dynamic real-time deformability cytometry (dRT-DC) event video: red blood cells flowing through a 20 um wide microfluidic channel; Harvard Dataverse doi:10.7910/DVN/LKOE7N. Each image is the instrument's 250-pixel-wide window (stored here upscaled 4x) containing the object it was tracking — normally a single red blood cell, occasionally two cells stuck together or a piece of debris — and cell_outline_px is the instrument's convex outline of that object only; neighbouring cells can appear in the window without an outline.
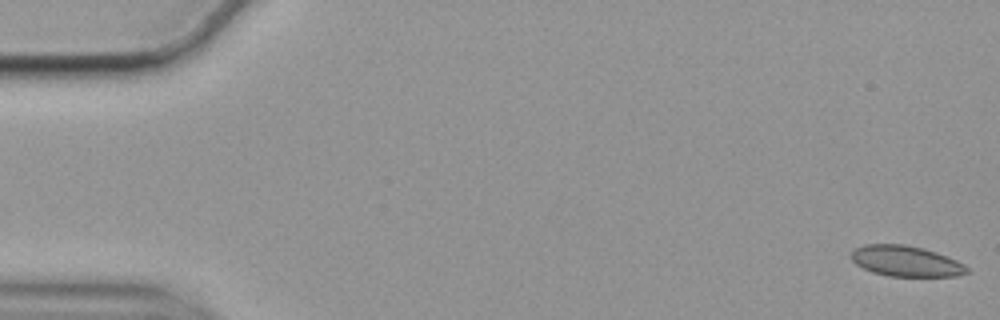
{"species": "common noctule bat (a hibernating species)", "species_latin": "Nyctalus noctula", "temperature_condition": "cold", "stored_images_in_passage": 57, "camera_frame_rate_fps": 3000, "um_per_image_px": 0.085, "animal": {"sex": "female", "body_mass_g": 19.9}, "frame": {"image": 1, "passage_image": 1, "time_ms": 0.0, "image_size_px": [1000, 320], "cell_outline_px": [[972, 272], [956, 276], [888, 276], [872, 272], [856, 264], [852, 260], [852, 252], [856, 248], [864, 244], [904, 244], [924, 248], [948, 256], [964, 264]], "centroid_in_image_um": [77.04, 22.19], "position_along_channel_um": 8.0, "area_um2": 20.75}}
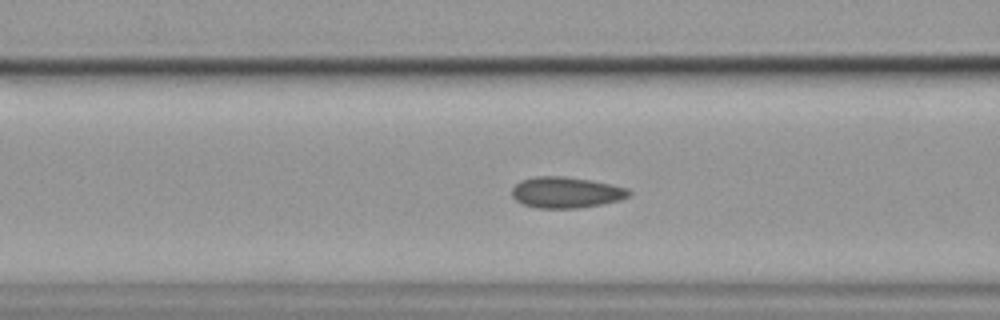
{"frame": {"image": 2, "passage_image": 22, "time_ms": 7.0, "image_size_px": [1000, 320], "cell_outline_px": [[632, 192], [628, 196], [620, 200], [580, 208], [536, 208], [524, 204], [516, 200], [512, 196], [512, 188], [520, 180], [536, 176], [564, 176], [592, 180], [612, 184], [628, 188]], "centroid_in_image_um": [48.12, 16.35], "position_along_channel_um": 118.5, "area_um2": 21.27}}
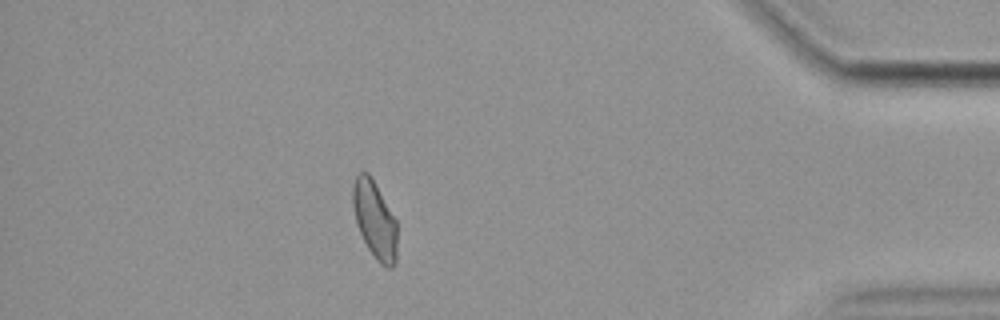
{"frame": {"image": 3, "passage_image": 50, "time_ms": 16.333, "image_size_px": [1000, 320], "cell_outline_px": [[396, 264], [392, 268], [388, 268], [380, 264], [376, 260], [368, 248], [356, 224], [352, 204], [352, 184], [356, 176], [360, 172], [368, 172], [396, 220]], "centroid_in_image_um": [31.83, 18.7], "position_along_channel_um": 403.4, "area_um2": 19.88}, "authors_computed_cell_mechanics": {"area_um2": 20.808, "velocity_mm_per_s": 3.528, "shape_relaxation_time_tau1_ms": null, "shape_relaxation_time_tau2_ms": 1.2206, "deformation_change_tau1": null, "deformation_change_tau2": 0.0546}}